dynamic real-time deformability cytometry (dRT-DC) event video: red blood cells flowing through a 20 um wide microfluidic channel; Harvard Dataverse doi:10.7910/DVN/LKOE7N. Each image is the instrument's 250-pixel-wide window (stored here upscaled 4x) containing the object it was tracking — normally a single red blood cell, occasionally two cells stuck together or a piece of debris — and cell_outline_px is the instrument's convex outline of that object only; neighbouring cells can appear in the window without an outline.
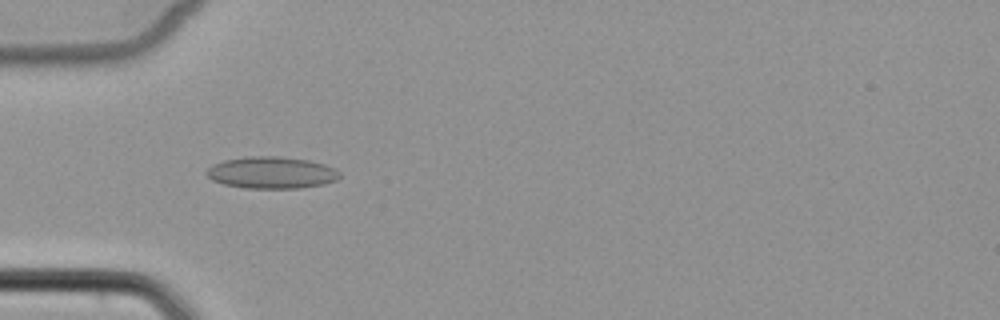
{"species": "common noctule bat (a hibernating species)", "species_latin": "Nyctalus noctula", "temperature_condition": "cold", "stored_images_in_passage": 5, "camera_frame_rate_fps": 3000, "um_per_image_px": 0.085, "animal": {"sex": "female", "body_mass_g": 22.7, "forearm_length_mm": 54.2}, "frame": {"image": 1, "passage_image": 4, "time_ms": 3.667, "image_size_px": [1000, 320], "cell_outline_px": [[340, 176], [336, 180], [324, 184], [300, 188], [244, 188], [224, 184], [212, 180], [204, 172], [212, 164], [224, 160], [248, 156], [280, 156], [308, 160], [324, 164], [336, 168], [340, 172]], "centroid_in_image_um": [23.08, 14.67], "position_along_channel_um": 61.9, "area_um2": 24.85}}
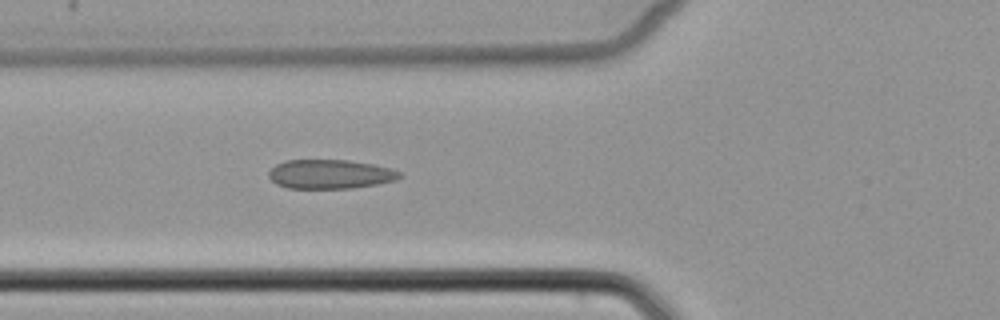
{"frame": {"image": 2, "passage_image": 5, "time_ms": 4.667, "image_size_px": [1000, 320], "cell_outline_px": [[400, 176], [396, 180], [376, 184], [352, 188], [288, 188], [276, 184], [268, 176], [268, 172], [276, 164], [284, 160], [348, 160], [372, 164], [392, 168], [400, 172]], "centroid_in_image_um": [28.04, 14.8], "position_along_channel_um": 97.8, "area_um2": 22.2}}